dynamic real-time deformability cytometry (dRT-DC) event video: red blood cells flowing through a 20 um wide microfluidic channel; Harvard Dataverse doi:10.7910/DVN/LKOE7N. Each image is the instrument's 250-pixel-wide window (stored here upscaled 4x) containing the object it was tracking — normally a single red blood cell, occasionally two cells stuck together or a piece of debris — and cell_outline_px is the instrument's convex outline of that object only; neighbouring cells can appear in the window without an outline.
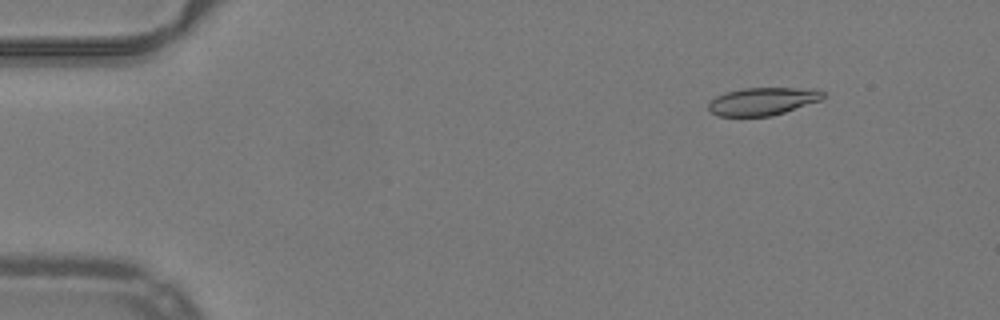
{"species": "common noctule bat (a hibernating species)", "species_latin": "Nyctalus noctula", "temperature_condition": "warm", "stored_images_in_passage": 48, "camera_frame_rate_fps": 3000, "um_per_image_px": 0.085, "animal": {"sex": "male", "body_mass_g": 19.2, "forearm_length_mm": 51.8}, "frame": {"image": 1, "passage_image": 2, "time_ms": 0.333, "image_size_px": [1000, 320], "cell_outline_px": [[824, 96], [820, 100], [772, 116], [716, 116], [708, 112], [708, 104], [716, 96], [728, 92], [744, 88], [816, 88], [824, 92]], "centroid_in_image_um": [64.81, 8.61], "position_along_channel_um": 20.2, "area_um2": 18.5}}
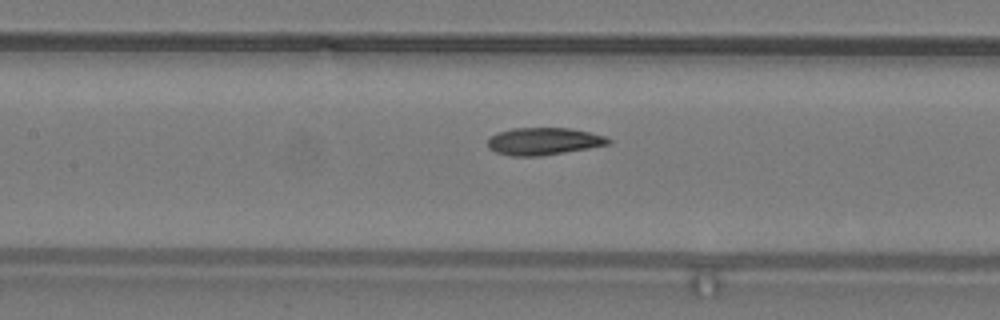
{"frame": {"image": 2, "passage_image": 20, "time_ms": 6.333, "image_size_px": [1000, 320], "cell_outline_px": [[612, 144], [540, 156], [512, 156], [496, 152], [488, 148], [488, 136], [496, 132], [512, 128], [572, 128], [604, 136], [612, 140]], "centroid_in_image_um": [46.18, 12.0], "position_along_channel_um": 161.2, "area_um2": 19.31}}
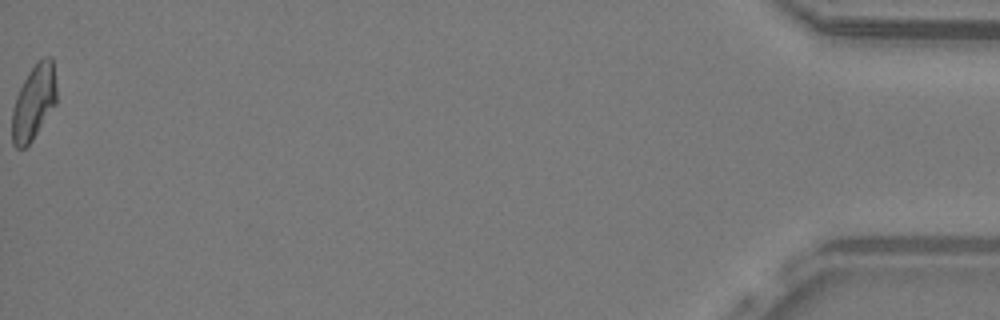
{"frame": {"image": 3, "passage_image": 48, "time_ms": 15.667, "image_size_px": [1000, 320], "cell_outline_px": [[56, 104], [32, 140], [24, 148], [16, 148], [12, 144], [12, 112], [16, 96], [28, 72], [36, 60], [44, 56], [52, 56], [56, 84]], "centroid_in_image_um": [2.87, 8.66], "position_along_channel_um": 432.3, "area_um2": 19.54}, "authors_computed_cell_mechanics": {"area_um2": 19.3919, "velocity_mm_per_s": 3.996, "shape_relaxation_time_tau1_ms": 10.691, "shape_relaxation_time_tau2_ms": 2.9024, "deformation_change_tau1": 0.218, "deformation_change_tau2": 0.0892}}